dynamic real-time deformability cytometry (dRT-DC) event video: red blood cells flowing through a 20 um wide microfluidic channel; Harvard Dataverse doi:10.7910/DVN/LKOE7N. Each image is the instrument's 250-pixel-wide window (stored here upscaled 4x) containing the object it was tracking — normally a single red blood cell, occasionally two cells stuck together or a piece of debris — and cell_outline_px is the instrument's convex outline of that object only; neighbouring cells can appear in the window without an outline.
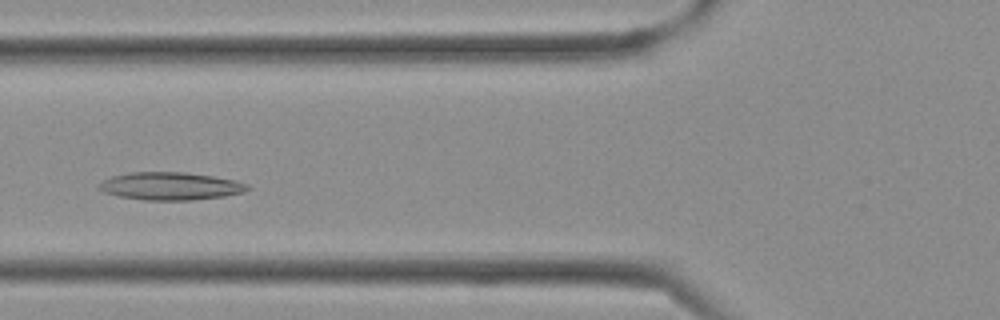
{"species": "Egyptian fruit bat (a non-hibernating species)", "species_latin": "Rousettus aegyptiacus", "temperature_condition": "cold", "stored_images_in_passage": 34, "camera_frame_rate_fps": 3000, "um_per_image_px": 0.085, "frame": {"image": 1, "passage_image": 11, "time_ms": 3.333, "image_size_px": [1000, 320], "cell_outline_px": [[252, 188], [244, 192], [224, 196], [192, 200], [144, 200], [120, 196], [104, 192], [96, 188], [104, 180], [112, 176], [128, 172], [184, 172], [212, 176], [236, 180], [248, 184]], "centroid_in_image_um": [14.51, 15.82], "position_along_channel_um": 111.3, "area_um2": 24.04}}
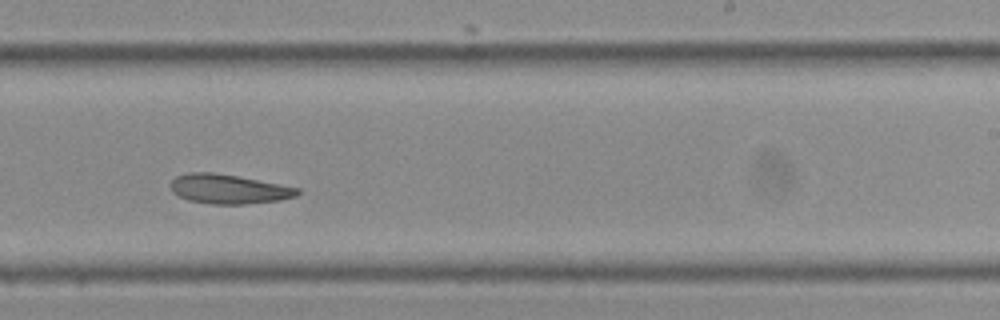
{"frame": {"image": 2, "passage_image": 20, "time_ms": 6.333, "image_size_px": [1000, 320], "cell_outline_px": [[300, 192], [296, 196], [280, 200], [244, 204], [212, 204], [188, 200], [172, 192], [168, 184], [176, 176], [188, 172], [212, 172], [236, 176], [280, 184], [300, 188]], "centroid_in_image_um": [19.4, 16.06], "position_along_channel_um": 269.6, "area_um2": 21.73}}
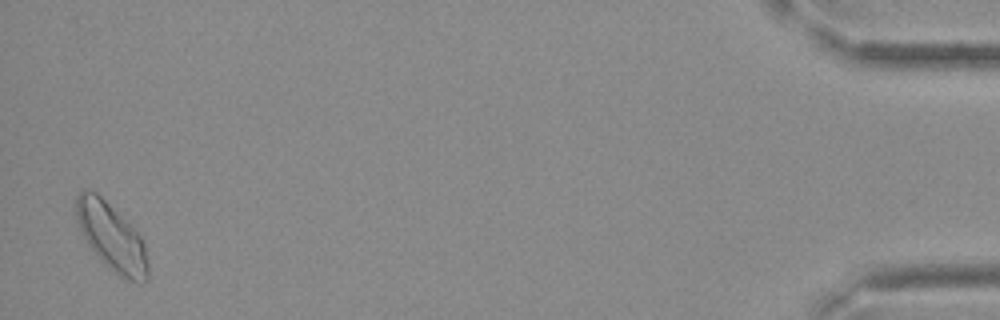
{"frame": {"image": 3, "passage_image": 34, "time_ms": 11.0, "image_size_px": [1000, 320], "cell_outline_px": [[148, 280], [144, 284], [136, 284], [120, 276], [104, 264], [88, 244], [80, 228], [76, 216], [76, 196], [80, 192], [96, 192], [140, 236], [144, 244], [148, 264]], "centroid_in_image_um": [9.51, 20.23], "position_along_channel_um": 425.7, "area_um2": 27.46}}